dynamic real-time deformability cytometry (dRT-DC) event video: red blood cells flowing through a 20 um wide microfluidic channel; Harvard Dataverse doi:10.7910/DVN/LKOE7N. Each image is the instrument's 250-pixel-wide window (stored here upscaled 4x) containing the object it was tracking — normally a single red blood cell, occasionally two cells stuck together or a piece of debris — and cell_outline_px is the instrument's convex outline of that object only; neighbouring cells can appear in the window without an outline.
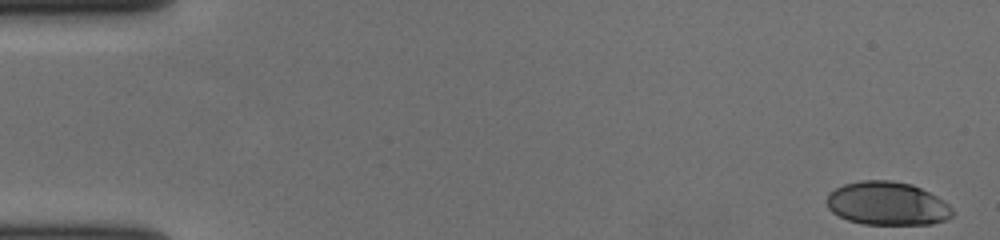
{"species": "human", "species_latin": "Homo sapiens", "temperature_condition": "cold", "stored_images_in_passage": 57, "camera_frame_rate_fps": 3000, "um_per_image_px": 0.085, "donor": {"sex": "female"}, "frame": {"image": 1, "passage_image": 1, "time_ms": 0.0, "image_size_px": [1000, 240], "cell_outline_px": [[952, 216], [948, 220], [932, 224], [864, 224], [848, 220], [832, 212], [828, 208], [828, 196], [836, 188], [844, 184], [860, 180], [892, 180], [912, 184], [936, 196], [948, 204], [952, 208]], "centroid_in_image_um": [75.44, 17.3], "position_along_channel_um": 9.6, "area_um2": 31.67}}
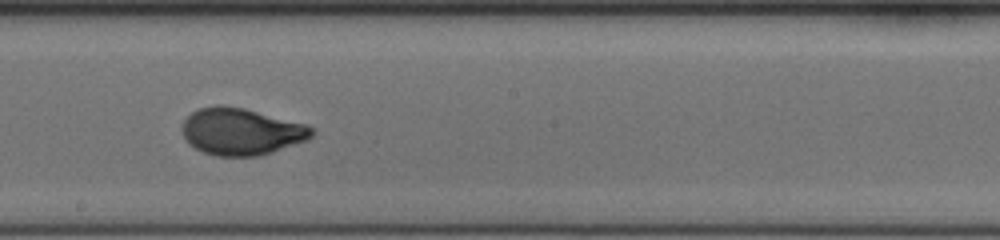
{"frame": {"image": 2, "passage_image": 32, "time_ms": 10.333, "image_size_px": [1000, 240], "cell_outline_px": [[316, 132], [308, 140], [260, 156], [216, 156], [204, 152], [188, 144], [180, 128], [184, 120], [196, 108], [216, 104], [224, 104], [244, 108], [308, 124]], "centroid_in_image_um": [20.5, 11.16], "position_along_channel_um": 227.7, "area_um2": 35.95}}
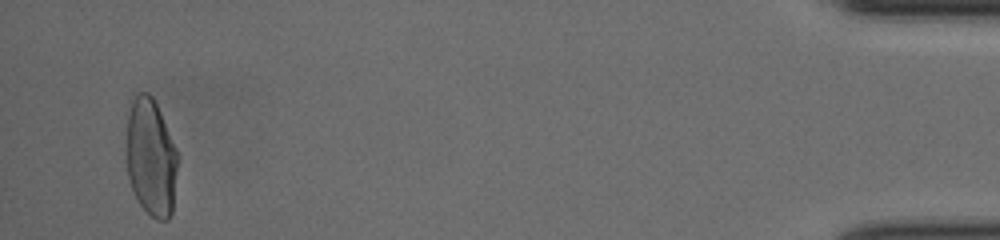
{"frame": {"image": 3, "passage_image": 55, "time_ms": 18.0, "image_size_px": [1000, 240], "cell_outline_px": [[176, 168], [172, 212], [168, 220], [156, 220], [136, 200], [132, 192], [128, 176], [128, 116], [132, 100], [140, 92], [148, 92], [152, 96], [160, 112], [176, 148]], "centroid_in_image_um": [12.83, 13.41], "position_along_channel_um": 422.4, "area_um2": 34.39}, "authors_computed_cell_mechanics": {"area_um2": 34.1598, "velocity_mm_per_s": 3.624, "shape_relaxation_time_tau1_ms": 5.0609, "shape_relaxation_time_tau2_ms": null, "deformation_change_tau1": 0.1931, "deformation_change_tau2": null}}